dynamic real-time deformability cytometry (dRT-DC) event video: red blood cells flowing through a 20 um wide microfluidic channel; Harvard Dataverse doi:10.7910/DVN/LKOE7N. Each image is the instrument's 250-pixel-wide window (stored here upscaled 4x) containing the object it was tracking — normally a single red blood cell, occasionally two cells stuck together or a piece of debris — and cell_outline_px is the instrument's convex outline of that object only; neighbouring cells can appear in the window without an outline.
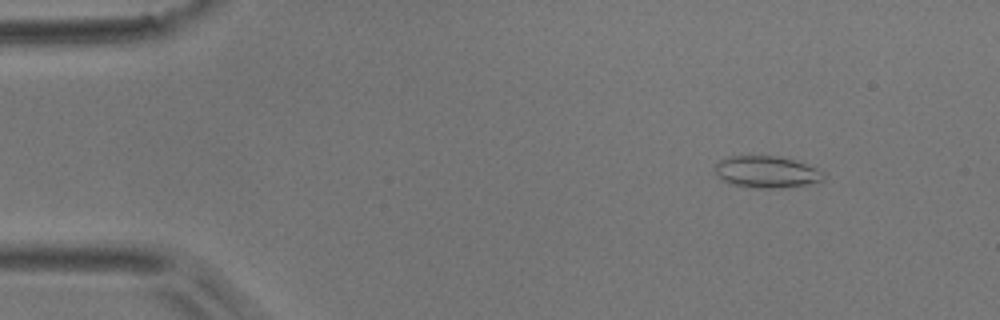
{"species": "common noctule bat (a hibernating species)", "species_latin": "Nyctalus noctula", "temperature_condition": "room temperature", "stored_images_in_passage": 3, "camera_frame_rate_fps": 3000, "um_per_image_px": 0.085, "animal": {"sex": "male", "body_mass_g": 17.9}, "frame": {"image": 1, "passage_image": 1, "time_ms": 0.0, "image_size_px": [1000, 320], "cell_outline_px": [[824, 176], [820, 180], [808, 184], [780, 188], [756, 188], [728, 184], [716, 172], [716, 164], [720, 160], [728, 156], [780, 156], [816, 168], [824, 172]], "centroid_in_image_um": [65.14, 14.62], "position_along_channel_um": 19.9, "area_um2": 19.83}}